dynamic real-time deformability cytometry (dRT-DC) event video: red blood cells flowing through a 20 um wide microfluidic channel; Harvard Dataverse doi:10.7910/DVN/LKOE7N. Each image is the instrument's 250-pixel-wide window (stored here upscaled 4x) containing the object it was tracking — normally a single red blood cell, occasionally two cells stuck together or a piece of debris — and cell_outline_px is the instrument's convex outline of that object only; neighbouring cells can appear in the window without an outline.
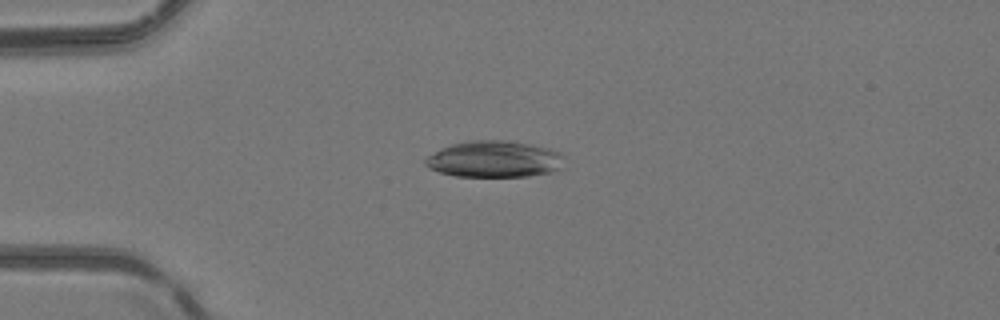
{"species": "common noctule bat (a hibernating species)", "species_latin": "Nyctalus noctula", "temperature_condition": "room temperature", "stored_images_in_passage": 50, "camera_frame_rate_fps": 3000, "um_per_image_px": 0.085, "animal": {"sex": "female", "body_mass_g": 24.6, "forearm_length_mm": 56.2}, "frame": {"image": 1, "passage_image": 13, "time_ms": 4.0, "image_size_px": [1000, 320], "cell_outline_px": [[564, 168], [556, 172], [528, 176], [456, 176], [440, 172], [428, 168], [424, 164], [424, 160], [428, 156], [440, 148], [452, 144], [472, 140], [504, 140], [528, 144], [548, 148], [560, 152], [564, 156]], "centroid_in_image_um": [42.06, 13.53], "position_along_channel_um": 42.9, "area_um2": 29.77}}
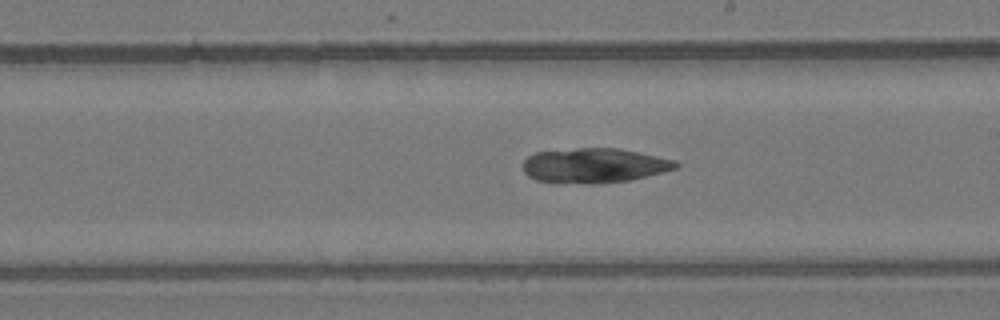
{"frame": {"image": 2, "passage_image": 29, "time_ms": 9.333, "image_size_px": [1000, 320], "cell_outline_px": [[680, 164], [676, 168], [632, 180], [596, 184], [588, 184], [536, 180], [528, 176], [524, 172], [524, 160], [528, 156], [536, 152], [576, 148], [620, 148], [676, 160]], "centroid_in_image_um": [50.53, 14.06], "position_along_channel_um": 238.5, "area_um2": 30.92}}
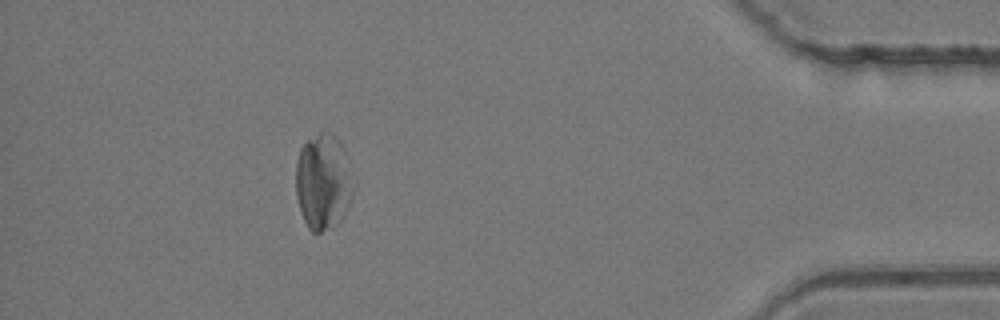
{"frame": {"image": 3, "passage_image": 45, "time_ms": 14.667, "image_size_px": [1000, 320], "cell_outline_px": [[356, 184], [348, 208], [344, 216], [332, 228], [320, 232], [312, 232], [308, 228], [300, 212], [296, 196], [296, 164], [300, 148], [308, 140], [320, 132], [332, 132], [344, 148]], "centroid_in_image_um": [27.5, 15.47], "position_along_channel_um": 407.7, "area_um2": 32.71}}